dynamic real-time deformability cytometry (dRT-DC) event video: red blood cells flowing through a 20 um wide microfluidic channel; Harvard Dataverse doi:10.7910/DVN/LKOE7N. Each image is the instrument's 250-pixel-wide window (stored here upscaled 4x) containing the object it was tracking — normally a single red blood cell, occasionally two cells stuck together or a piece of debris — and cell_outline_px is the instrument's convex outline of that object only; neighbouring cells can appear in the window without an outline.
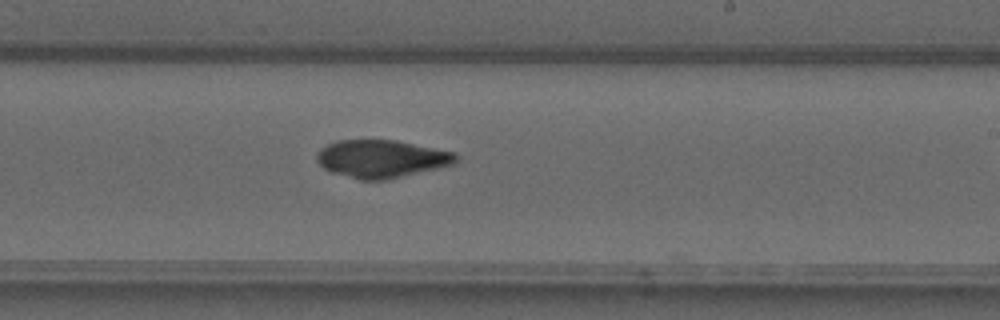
{"species": "common noctule bat (a hibernating species)", "species_latin": "Nyctalus noctula", "temperature_condition": "warm", "stored_images_in_passage": 19, "camera_frame_rate_fps": 3000, "um_per_image_px": 0.085, "animal": {"sex": "male", "forearm_length_mm": 52.5}, "frame": {"image": 1, "passage_image": 18, "time_ms": 5.667, "image_size_px": [1000, 320], "cell_outline_px": [[460, 160], [456, 164], [388, 180], [360, 180], [332, 172], [324, 168], [316, 160], [316, 156], [320, 148], [336, 140], [396, 140], [456, 152], [460, 156]], "centroid_in_image_um": [32.49, 13.5], "position_along_channel_um": 256.5, "area_um2": 31.04}}